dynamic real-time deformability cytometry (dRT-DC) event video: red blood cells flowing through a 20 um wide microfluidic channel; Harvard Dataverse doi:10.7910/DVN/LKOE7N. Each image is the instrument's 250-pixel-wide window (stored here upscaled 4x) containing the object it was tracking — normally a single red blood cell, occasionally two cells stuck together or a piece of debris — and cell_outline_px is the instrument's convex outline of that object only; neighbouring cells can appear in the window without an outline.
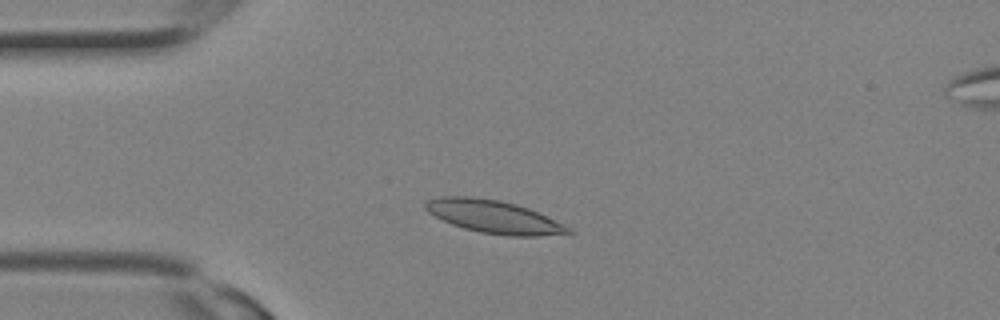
{"species": "Egyptian fruit bat (a non-hibernating species)", "species_latin": "Rousettus aegyptiacus", "temperature_condition": "room temperature", "stored_images_in_passage": 3, "segment_of_instrument_passage": [1, 2], "camera_frame_rate_fps": 3000, "um_per_image_px": 0.085, "animal": {"sex": "female"}, "frame": {"image": 1, "passage_image": 2, "time_ms": 0.333, "image_size_px": [1000, 320], "cell_outline_px": [[572, 232], [536, 236], [508, 236], [480, 232], [464, 228], [452, 224], [428, 212], [424, 208], [424, 204], [428, 200], [440, 196], [472, 196], [500, 200], [516, 204], [528, 208], [572, 228]], "centroid_in_image_um": [41.94, 18.41], "position_along_channel_um": 43.1, "area_um2": 27.11}}